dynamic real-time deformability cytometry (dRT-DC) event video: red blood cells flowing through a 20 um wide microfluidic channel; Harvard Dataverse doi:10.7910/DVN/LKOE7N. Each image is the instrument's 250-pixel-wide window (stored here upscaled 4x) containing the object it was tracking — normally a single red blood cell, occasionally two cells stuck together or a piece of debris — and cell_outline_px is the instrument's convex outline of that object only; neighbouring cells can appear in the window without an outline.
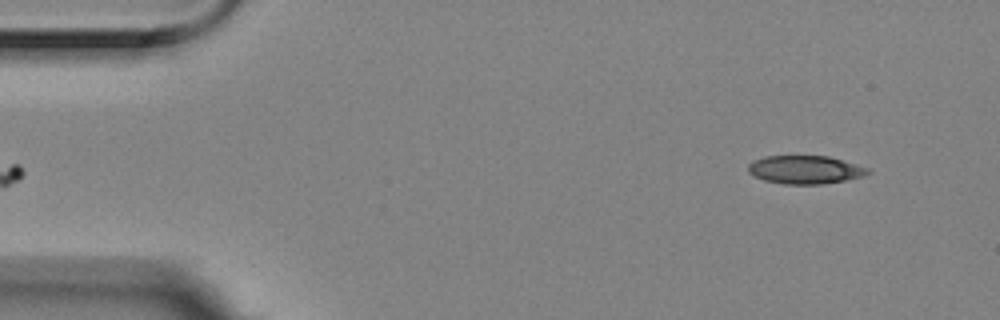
{"species": "Egyptian fruit bat (a non-hibernating species)", "species_latin": "Rousettus aegyptiacus", "temperature_condition": "room temperature", "stored_images_in_passage": 6, "segment_of_instrument_passage": [2, 2], "camera_frame_rate_fps": 3000, "um_per_image_px": 0.085, "animal": {"sex": "female"}, "frame": {"image": 1, "passage_image": 6, "time_ms": 1.667, "image_size_px": [1000, 320], "cell_outline_px": [[872, 172], [864, 176], [844, 180], [820, 184], [784, 184], [764, 180], [748, 172], [748, 164], [752, 160], [764, 156], [828, 156], [868, 168]], "centroid_in_image_um": [68.41, 14.42], "position_along_channel_um": 16.6, "area_um2": 19.59}}